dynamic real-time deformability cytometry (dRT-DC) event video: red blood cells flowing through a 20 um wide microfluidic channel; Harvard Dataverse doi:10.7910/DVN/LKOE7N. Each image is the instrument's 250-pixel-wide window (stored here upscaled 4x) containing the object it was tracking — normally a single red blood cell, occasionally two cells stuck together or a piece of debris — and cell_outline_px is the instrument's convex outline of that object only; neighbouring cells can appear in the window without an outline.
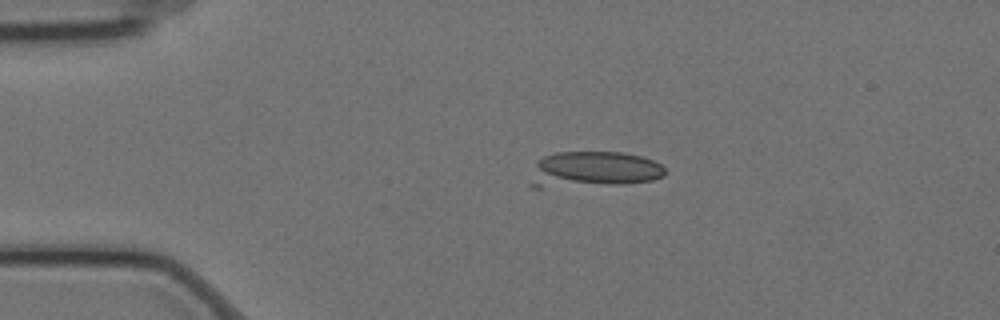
{"species": "Egyptian fruit bat (a non-hibernating species)", "species_latin": "Rousettus aegyptiacus", "temperature_condition": "cold", "stored_images_in_passage": 10, "camera_frame_rate_fps": 3000, "um_per_image_px": 0.085, "animal": {"sex": "female"}, "frame": {"image": 1, "passage_image": 2, "time_ms": 0.333, "image_size_px": [1000, 320], "cell_outline_px": [[664, 176], [652, 180], [620, 184], [540, 188], [532, 188], [528, 184], [536, 160], [544, 156], [556, 152], [620, 152], [640, 156], [652, 160], [660, 164], [664, 168]], "centroid_in_image_um": [50.36, 14.41], "position_along_channel_um": 34.6, "area_um2": 28.44}}
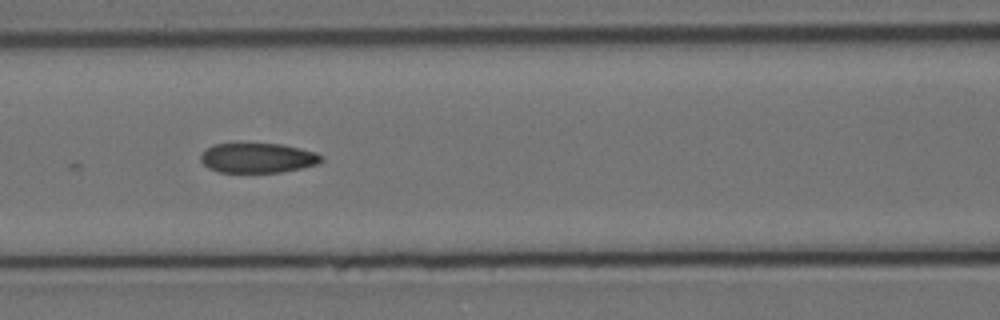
{"frame": {"image": 2, "passage_image": 6, "time_ms": 1.667, "image_size_px": [1000, 320], "cell_outline_px": [[324, 160], [316, 164], [300, 168], [280, 172], [220, 172], [208, 168], [200, 160], [200, 156], [212, 144], [280, 144], [300, 148], [316, 152], [324, 156]], "centroid_in_image_um": [21.92, 13.42], "position_along_channel_um": 144.7, "area_um2": 20.81}}
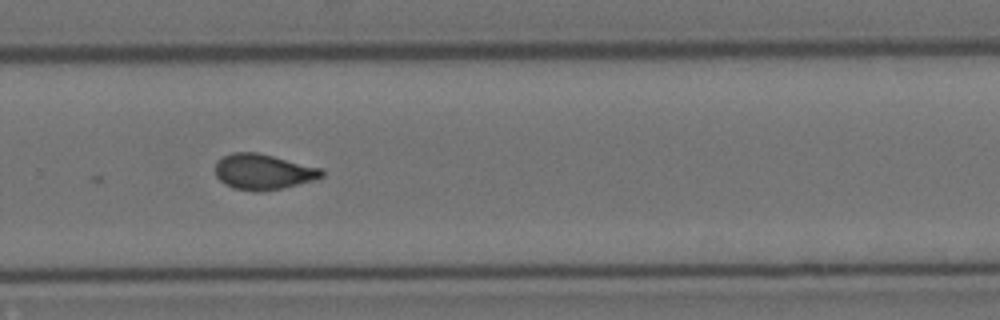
{"frame": {"image": 3, "passage_image": 10, "time_ms": 3.0, "image_size_px": [1000, 320], "cell_outline_px": [[324, 176], [312, 180], [280, 188], [260, 192], [256, 192], [232, 188], [224, 184], [216, 176], [216, 160], [232, 152], [256, 152], [320, 168], [324, 172]], "centroid_in_image_um": [22.31, 14.6], "position_along_channel_um": 307.5, "area_um2": 21.79}}